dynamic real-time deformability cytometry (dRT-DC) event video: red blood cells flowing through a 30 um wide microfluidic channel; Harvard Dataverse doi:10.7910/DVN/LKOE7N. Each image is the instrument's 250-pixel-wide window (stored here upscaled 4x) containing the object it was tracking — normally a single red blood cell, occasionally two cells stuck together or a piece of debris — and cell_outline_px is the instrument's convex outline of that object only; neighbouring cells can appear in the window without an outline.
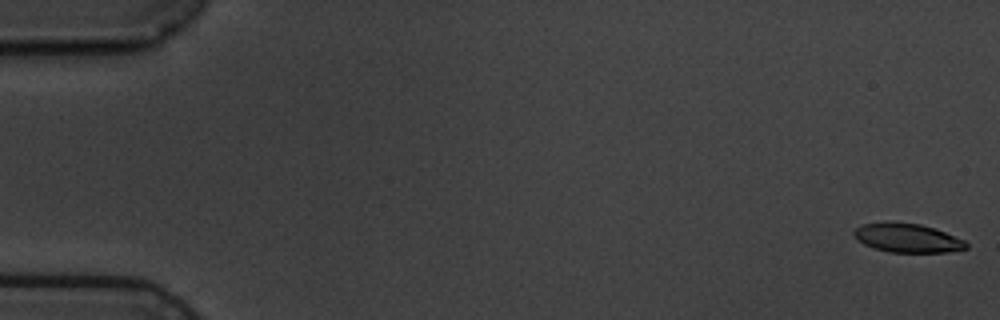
{"species": "common noctule bat (a hibernating species)", "species_latin": "Nyctalus noctula", "temperature_condition": "cold", "stored_images_in_passage": 5, "camera_frame_rate_fps": 3000, "um_per_image_px": 0.085, "animal": {"sex": "male", "body_mass_g": 19.5, "forearm_length_mm": 54.6}, "frame": {"image": 1, "passage_image": 1, "time_ms": 0.0, "image_size_px": [1000, 320], "cell_outline_px": [[968, 248], [948, 252], [888, 252], [864, 244], [852, 232], [856, 228], [864, 224], [888, 220], [892, 220], [920, 224], [944, 232], [964, 240], [968, 244]], "centroid_in_image_um": [77.12, 20.2], "position_along_channel_um": 7.9, "area_um2": 18.9}}
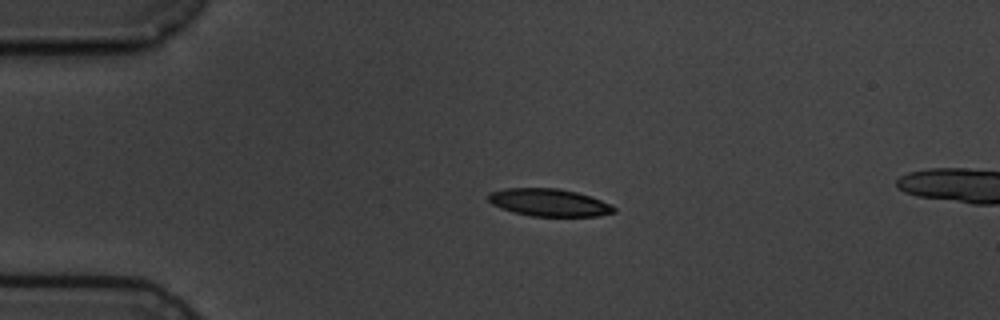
{"frame": {"image": 2, "passage_image": 4, "time_ms": 4.0, "image_size_px": [1000, 320], "cell_outline_px": [[616, 212], [600, 216], [532, 216], [512, 212], [500, 208], [492, 204], [488, 200], [488, 192], [504, 188], [560, 188], [592, 196], [612, 204], [616, 208]], "centroid_in_image_um": [46.69, 17.21], "position_along_channel_um": 38.3, "area_um2": 20.46}}